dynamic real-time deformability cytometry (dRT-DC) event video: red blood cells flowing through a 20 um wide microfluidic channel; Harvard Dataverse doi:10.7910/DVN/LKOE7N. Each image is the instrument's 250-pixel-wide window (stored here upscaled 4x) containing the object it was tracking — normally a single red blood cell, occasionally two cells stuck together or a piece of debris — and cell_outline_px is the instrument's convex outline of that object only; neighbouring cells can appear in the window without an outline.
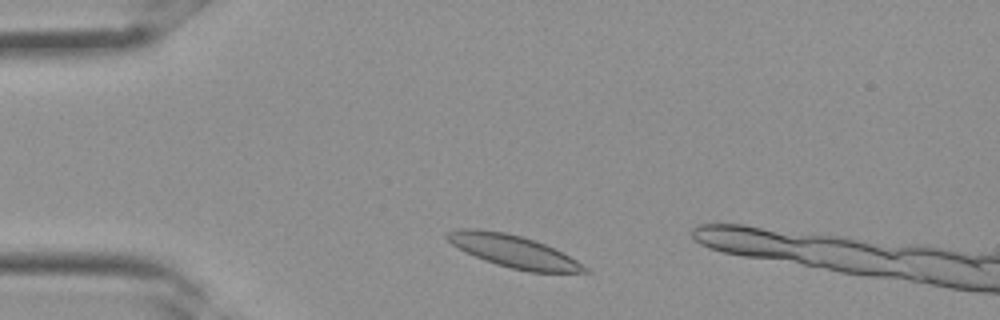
{"species": "Egyptian fruit bat (a non-hibernating species)", "species_latin": "Rousettus aegyptiacus", "temperature_condition": "room temperature", "stored_images_in_passage": 18, "camera_frame_rate_fps": 3000, "um_per_image_px": 0.085, "frame": {"image": 1, "passage_image": 2, "time_ms": 0.333, "image_size_px": [1000, 320], "cell_outline_px": [[588, 272], [528, 272], [496, 264], [484, 260], [464, 252], [452, 244], [444, 236], [448, 232], [460, 228], [476, 228], [504, 232], [520, 236], [544, 244], [576, 260], [588, 268]], "centroid_in_image_um": [43.58, 21.35], "position_along_channel_um": 41.4, "area_um2": 25.55}}
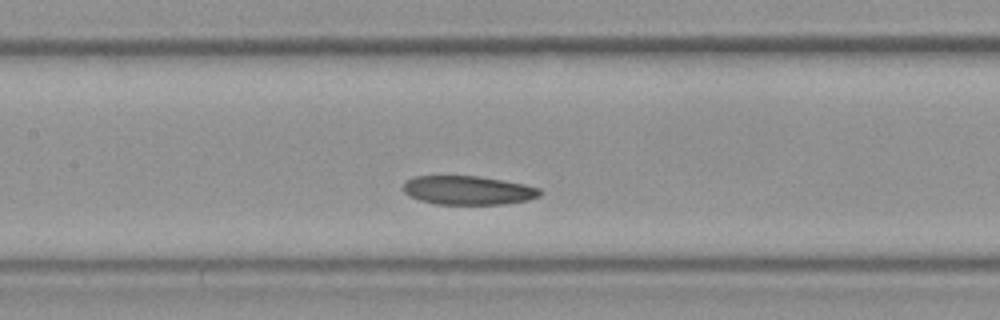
{"frame": {"image": 2, "passage_image": 10, "time_ms": 3.0, "image_size_px": [1000, 320], "cell_outline_px": [[544, 192], [540, 196], [528, 200], [504, 204], [436, 204], [420, 200], [408, 196], [404, 192], [404, 184], [412, 176], [480, 176], [524, 184], [540, 188]], "centroid_in_image_um": [39.81, 16.17], "position_along_channel_um": 167.6, "area_um2": 23.06}}
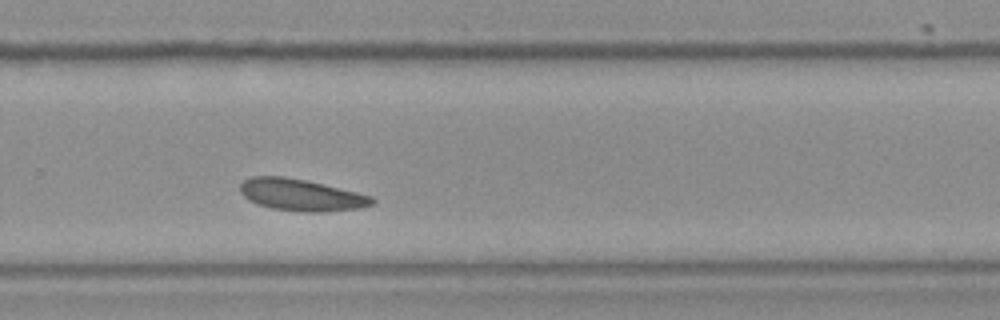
{"frame": {"image": 3, "passage_image": 17, "time_ms": 5.333, "image_size_px": [1000, 320], "cell_outline_px": [[376, 200], [372, 204], [360, 208], [324, 212], [300, 212], [272, 208], [256, 204], [248, 200], [240, 192], [240, 184], [244, 180], [252, 176], [284, 176], [304, 180], [356, 192], [372, 196]], "centroid_in_image_um": [25.57, 16.58], "position_along_channel_um": 304.2, "area_um2": 24.39}}